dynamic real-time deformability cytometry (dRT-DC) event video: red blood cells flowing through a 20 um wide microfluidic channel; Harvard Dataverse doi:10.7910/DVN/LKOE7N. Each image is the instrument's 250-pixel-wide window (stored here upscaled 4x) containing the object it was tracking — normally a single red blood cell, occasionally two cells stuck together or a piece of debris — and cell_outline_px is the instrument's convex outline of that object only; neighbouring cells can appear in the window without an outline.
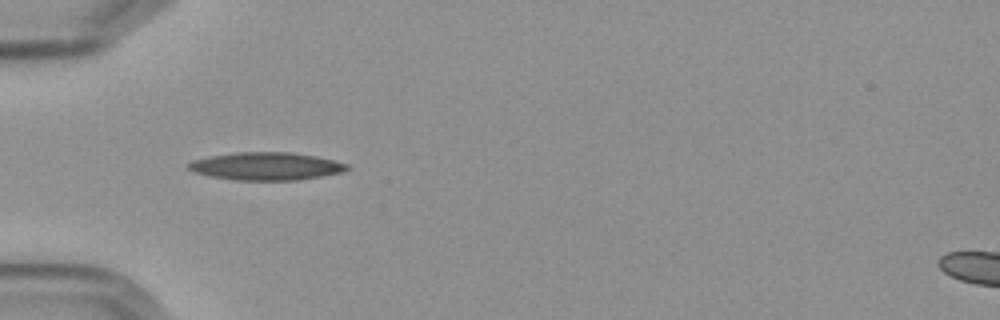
{"species": "Egyptian fruit bat (a non-hibernating species)", "species_latin": "Rousettus aegyptiacus", "temperature_condition": "cold", "stored_images_in_passage": 8, "camera_frame_rate_fps": 3000, "um_per_image_px": 0.085, "frame": {"image": 1, "passage_image": 3, "time_ms": 2.333, "image_size_px": [1000, 320], "cell_outline_px": [[348, 168], [344, 172], [296, 180], [236, 180], [212, 176], [196, 172], [188, 168], [188, 164], [192, 160], [212, 156], [240, 152], [288, 152], [316, 156], [348, 164]], "centroid_in_image_um": [22.65, 14.13], "position_along_channel_um": 62.4, "area_um2": 25.26}}
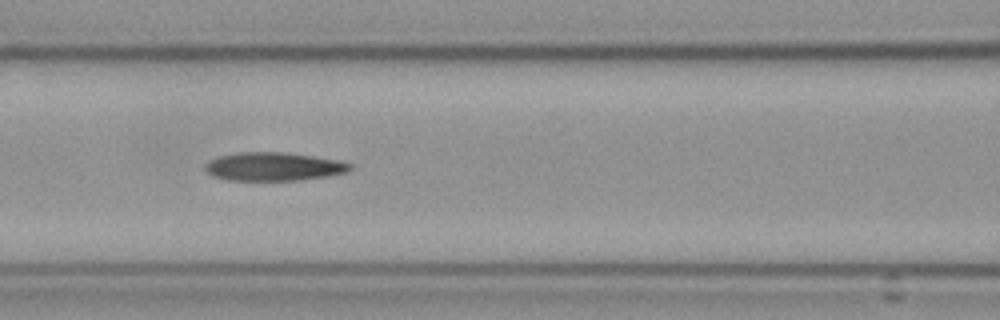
{"frame": {"image": 2, "passage_image": 5, "time_ms": 4.667, "image_size_px": [1000, 320], "cell_outline_px": [[352, 168], [348, 172], [328, 176], [300, 180], [228, 180], [212, 176], [204, 168], [208, 160], [220, 156], [240, 152], [284, 152], [340, 160], [352, 164]], "centroid_in_image_um": [23.28, 14.16], "position_along_channel_um": 143.3, "area_um2": 24.04}}
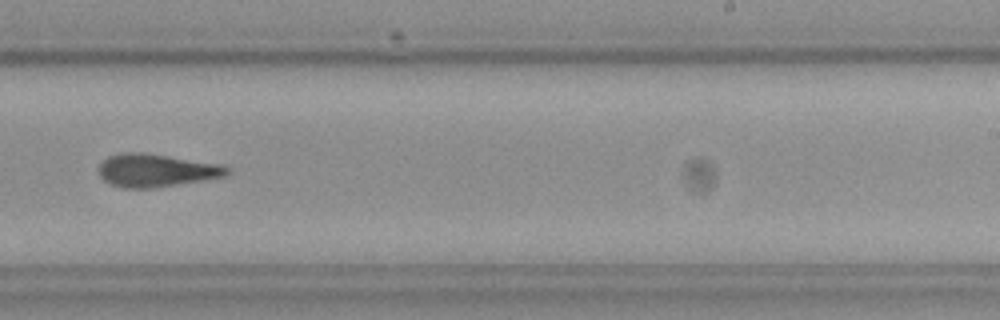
{"frame": {"image": 3, "passage_image": 8, "time_ms": 8.333, "image_size_px": [1000, 320], "cell_outline_px": [[228, 172], [224, 176], [204, 180], [156, 188], [124, 188], [112, 184], [104, 180], [100, 176], [96, 168], [108, 156], [120, 152], [144, 152], [216, 164], [228, 168]], "centroid_in_image_um": [13.18, 14.48], "position_along_channel_um": 275.8, "area_um2": 24.45}}